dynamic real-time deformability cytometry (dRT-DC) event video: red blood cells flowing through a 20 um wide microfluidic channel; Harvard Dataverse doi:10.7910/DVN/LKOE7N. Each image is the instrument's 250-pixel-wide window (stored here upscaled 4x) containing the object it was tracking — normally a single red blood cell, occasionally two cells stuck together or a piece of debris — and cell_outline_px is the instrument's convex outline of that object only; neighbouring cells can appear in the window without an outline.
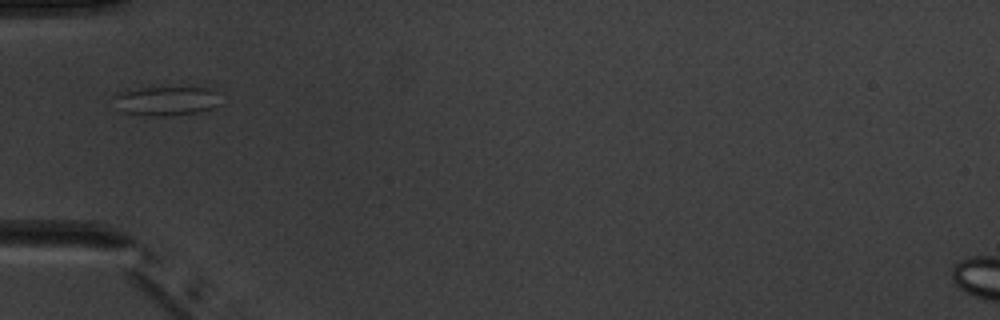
{"species": "common noctule bat (a hibernating species)", "species_latin": "Nyctalus noctula", "temperature_condition": "warm", "stored_images_in_passage": 4, "camera_frame_rate_fps": 3000, "um_per_image_px": 0.085, "animal": {"sex": "male", "body_mass_g": 20.1, "forearm_length_mm": 53.5}, "frame": {"image": 1, "passage_image": 4, "time_ms": 7.0, "image_size_px": [1000, 320], "cell_outline_px": [[220, 104], [212, 108], [196, 112], [172, 116], [156, 116], [124, 112], [112, 96], [120, 92], [144, 88], [208, 88], [216, 92]], "centroid_in_image_um": [14.17, 8.58], "position_along_channel_um": 70.8, "area_um2": 17.63}}